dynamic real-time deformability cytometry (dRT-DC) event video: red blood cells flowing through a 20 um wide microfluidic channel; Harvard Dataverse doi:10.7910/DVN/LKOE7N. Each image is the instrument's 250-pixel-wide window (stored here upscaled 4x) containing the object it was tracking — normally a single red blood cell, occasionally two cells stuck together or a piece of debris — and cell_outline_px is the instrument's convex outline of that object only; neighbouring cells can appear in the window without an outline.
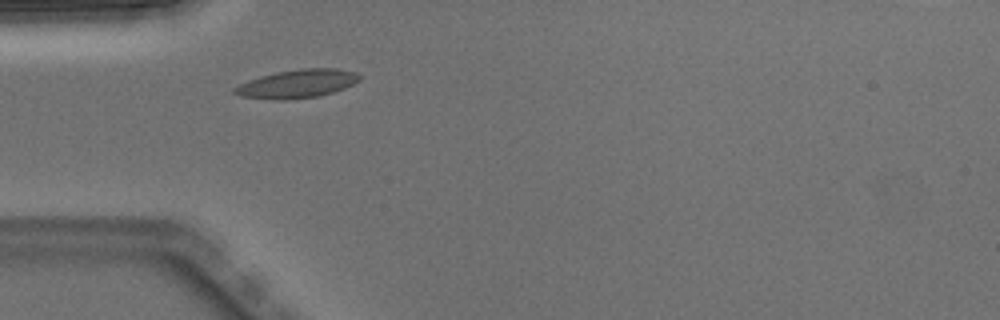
{"species": "Egyptian fruit bat (a non-hibernating species)", "species_latin": "Rousettus aegyptiacus", "temperature_condition": "warm", "stored_images_in_passage": 3, "camera_frame_rate_fps": 3000, "um_per_image_px": 0.085, "animal": {"sex": "male"}, "frame": {"image": 1, "passage_image": 1, "time_ms": 0.0, "image_size_px": [1000, 320], "cell_outline_px": [[364, 76], [360, 80], [344, 88], [332, 92], [316, 96], [284, 100], [272, 100], [240, 96], [232, 92], [232, 88], [248, 80], [260, 76], [276, 72], [300, 68], [336, 68], [356, 72]], "centroid_in_image_um": [25.25, 7.11], "position_along_channel_um": 59.7, "area_um2": 20.81}}